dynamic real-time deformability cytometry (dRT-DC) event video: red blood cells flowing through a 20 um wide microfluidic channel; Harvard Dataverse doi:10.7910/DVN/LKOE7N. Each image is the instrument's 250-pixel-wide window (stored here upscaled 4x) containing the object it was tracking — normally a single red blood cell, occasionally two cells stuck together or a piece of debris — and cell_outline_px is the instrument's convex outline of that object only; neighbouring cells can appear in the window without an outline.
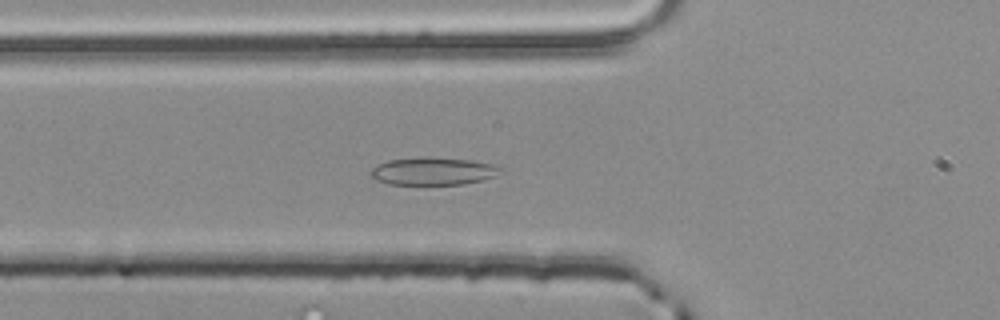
{"species": "common noctule bat (a hibernating species)", "species_latin": "Nyctalus noctula", "temperature_condition": "room temperature", "stored_images_in_passage": 44, "camera_frame_rate_fps": 3000, "um_per_image_px": 0.085, "animal": {"sex": "male", "body_mass_g": 20.4}, "frame": {"image": 1, "passage_image": 9, "time_ms": 2.667, "image_size_px": [1000, 320], "cell_outline_px": [[500, 168], [496, 176], [484, 180], [464, 184], [388, 184], [376, 180], [368, 172], [376, 164], [388, 160], [424, 156], [428, 156], [472, 160], [492, 164]], "centroid_in_image_um": [36.77, 14.54], "position_along_channel_um": 89.0, "area_um2": 21.1}}
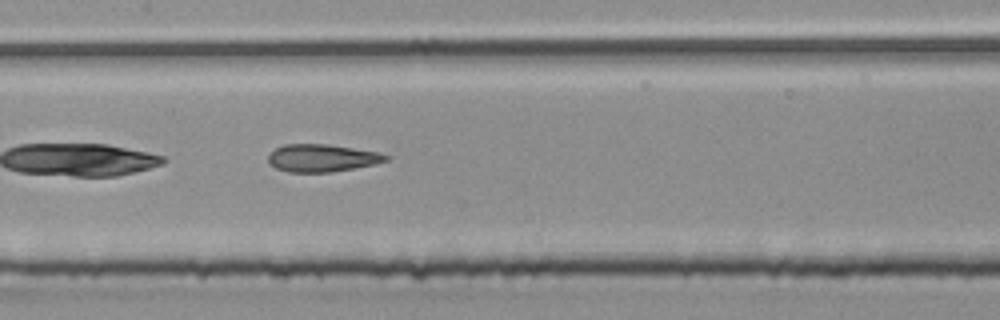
{"frame": {"image": 2, "passage_image": 16, "time_ms": 5.0, "image_size_px": [1000, 320], "cell_outline_px": [[392, 156], [388, 160], [376, 164], [332, 172], [288, 172], [276, 168], [268, 164], [268, 156], [276, 148], [284, 144], [328, 144], [380, 152]], "centroid_in_image_um": [27.4, 13.43], "position_along_channel_um": 180.0, "area_um2": 19.07}}
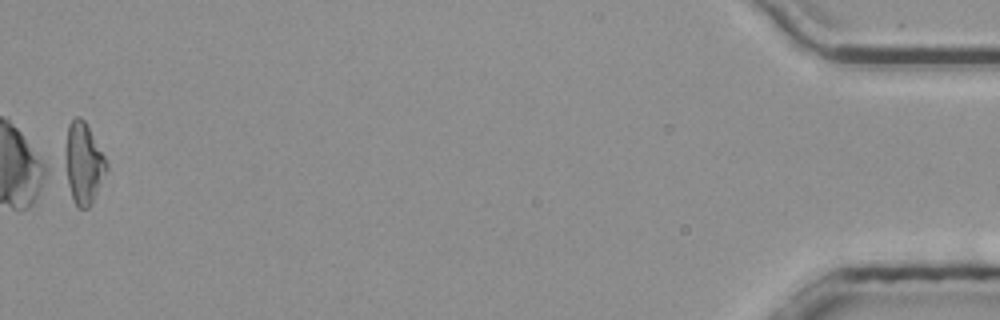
{"frame": {"image": 3, "passage_image": 43, "time_ms": 14.0, "image_size_px": [1000, 320], "cell_outline_px": [[108, 168], [88, 208], [76, 208], [72, 200], [68, 184], [64, 152], [68, 124], [76, 116], [80, 116], [84, 120], [104, 156], [108, 164]], "centroid_in_image_um": [7.07, 13.87], "position_along_channel_um": 428.1, "area_um2": 19.25}, "authors_computed_cell_mechanics": {"area_um2": 19.074, "velocity_mm_per_s": 3.8406, "shape_relaxation_time_tau1_ms": null, "shape_relaxation_time_tau2_ms": 2.2636, "deformation_change_tau1": null, "deformation_change_tau2": 0.1319}}